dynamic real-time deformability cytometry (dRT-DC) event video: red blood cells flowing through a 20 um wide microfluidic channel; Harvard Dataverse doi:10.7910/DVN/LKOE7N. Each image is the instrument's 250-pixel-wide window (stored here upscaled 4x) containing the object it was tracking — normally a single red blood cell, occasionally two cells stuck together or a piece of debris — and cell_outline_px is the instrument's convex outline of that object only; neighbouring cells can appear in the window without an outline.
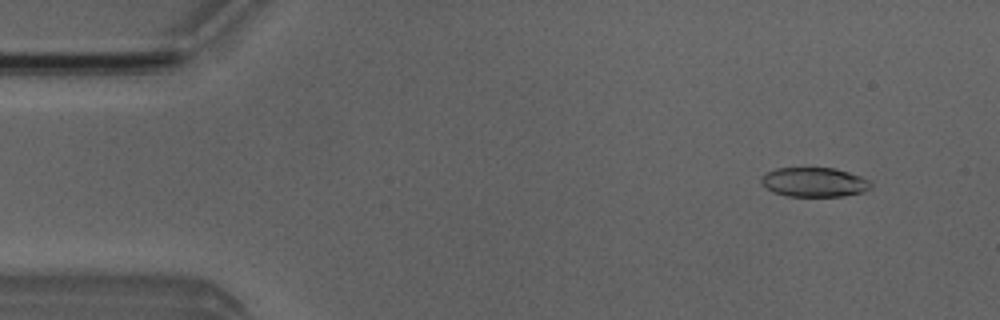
{"species": "Egyptian fruit bat (a non-hibernating species)", "species_latin": "Rousettus aegyptiacus", "temperature_condition": "room temperature", "stored_images_in_passage": 5, "camera_frame_rate_fps": 3000, "um_per_image_px": 0.085, "animal": {"sex": "male"}, "frame": {"image": 1, "passage_image": 1, "time_ms": 0.0, "image_size_px": [1000, 320], "cell_outline_px": [[872, 188], [864, 192], [844, 196], [784, 196], [772, 192], [760, 184], [760, 176], [776, 168], [832, 168], [848, 172], [872, 180]], "centroid_in_image_um": [69.21, 15.49], "position_along_channel_um": 15.8, "area_um2": 19.07}}